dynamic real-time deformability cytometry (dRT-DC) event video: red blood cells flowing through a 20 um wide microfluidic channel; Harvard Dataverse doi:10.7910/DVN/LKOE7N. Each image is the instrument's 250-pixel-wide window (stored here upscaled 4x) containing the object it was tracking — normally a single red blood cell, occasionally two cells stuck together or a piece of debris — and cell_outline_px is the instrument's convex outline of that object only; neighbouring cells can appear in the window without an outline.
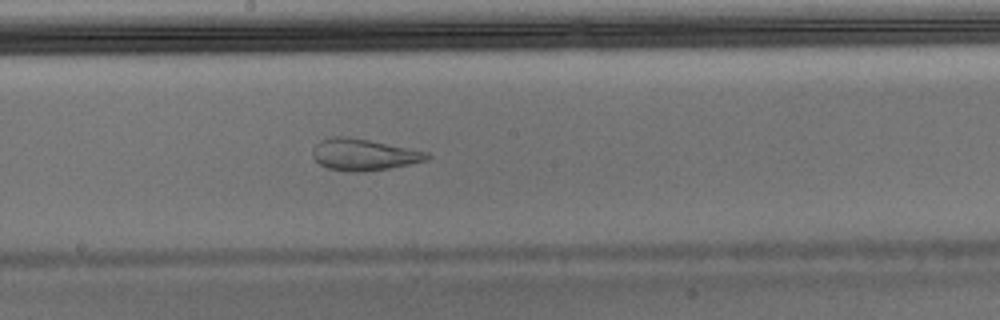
{"species": "Egyptian fruit bat (a non-hibernating species)", "species_latin": "Rousettus aegyptiacus", "temperature_condition": "warm", "stored_images_in_passage": 48, "segment_of_instrument_passage": [1, 2], "camera_frame_rate_fps": 3000, "um_per_image_px": 0.085, "animal": {"sex": "male"}, "frame": {"image": 1, "passage_image": 26, "time_ms": 8.333, "image_size_px": [1000, 320], "cell_outline_px": [[432, 156], [428, 160], [388, 168], [364, 172], [352, 172], [328, 168], [320, 164], [312, 156], [312, 148], [320, 140], [332, 136], [348, 136], [428, 152]], "centroid_in_image_um": [30.89, 13.14], "position_along_channel_um": 217.3, "area_um2": 20.98}}
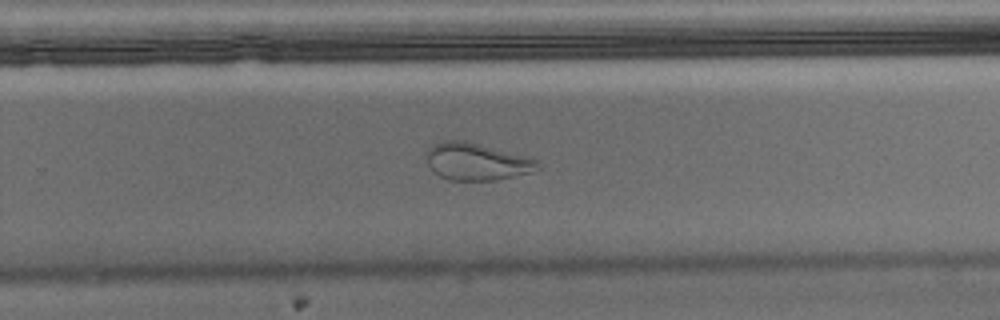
{"frame": {"image": 2, "passage_image": 31, "time_ms": 10.0, "image_size_px": [1000, 320], "cell_outline_px": [[540, 168], [532, 172], [496, 180], [448, 180], [432, 172], [428, 164], [428, 148], [432, 144], [440, 140], [464, 140], [540, 160]], "centroid_in_image_um": [40.5, 13.74], "position_along_channel_um": 289.3, "area_um2": 24.16}}
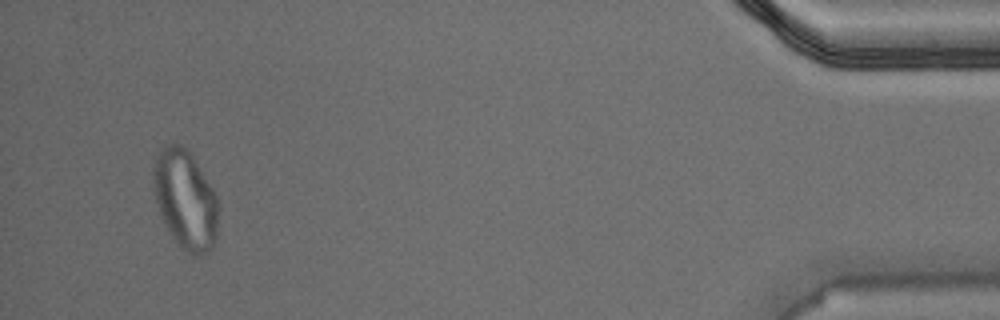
{"frame": {"image": 3, "passage_image": 45, "time_ms": 14.667, "image_size_px": [1000, 320], "cell_outline_px": [[220, 208], [216, 240], [212, 248], [208, 252], [200, 256], [196, 256], [180, 248], [172, 236], [160, 212], [156, 200], [152, 176], [152, 168], [156, 156], [160, 148], [164, 144], [180, 144], [188, 148], [192, 152], [212, 188], [216, 196]], "centroid_in_image_um": [15.78, 16.93], "position_along_channel_um": 419.4, "area_um2": 38.09}}